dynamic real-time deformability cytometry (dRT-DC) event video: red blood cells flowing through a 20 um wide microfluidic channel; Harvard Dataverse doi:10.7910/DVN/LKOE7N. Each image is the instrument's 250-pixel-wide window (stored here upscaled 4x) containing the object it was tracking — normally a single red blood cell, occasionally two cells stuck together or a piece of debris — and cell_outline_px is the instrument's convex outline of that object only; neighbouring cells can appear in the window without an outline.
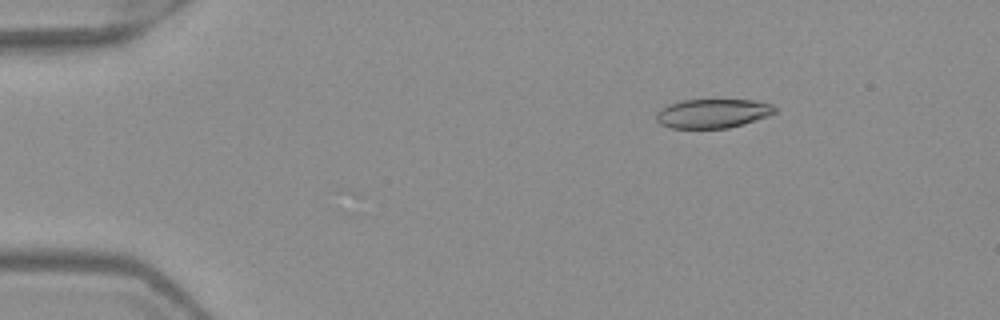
{"species": "Egyptian fruit bat (a non-hibernating species)", "species_latin": "Rousettus aegyptiacus", "temperature_condition": "warm", "stored_images_in_passage": 3, "camera_frame_rate_fps": 3000, "um_per_image_px": 0.085, "frame": {"image": 1, "passage_image": 1, "time_ms": 0.0, "image_size_px": [1000, 320], "cell_outline_px": [[780, 108], [776, 112], [768, 116], [744, 124], [728, 128], [672, 128], [660, 124], [656, 120], [656, 112], [660, 108], [668, 104], [680, 100], [752, 100], [772, 104]], "centroid_in_image_um": [60.59, 9.64], "position_along_channel_um": 24.4, "area_um2": 20.35}}